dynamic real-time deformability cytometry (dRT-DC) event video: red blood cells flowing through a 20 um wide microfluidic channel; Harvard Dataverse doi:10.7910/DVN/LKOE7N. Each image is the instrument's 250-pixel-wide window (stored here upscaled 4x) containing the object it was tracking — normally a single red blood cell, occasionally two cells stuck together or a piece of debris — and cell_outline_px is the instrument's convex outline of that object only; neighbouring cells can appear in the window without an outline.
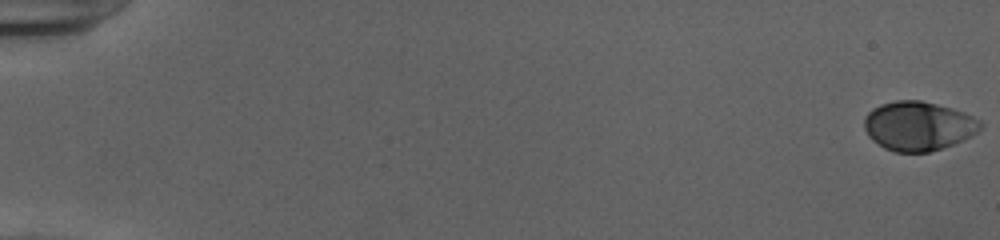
{"species": "human", "species_latin": "Homo sapiens", "temperature_condition": "cold", "stored_images_in_passage": 54, "camera_frame_rate_fps": 3000, "um_per_image_px": 0.085, "donor": {"sex": "female"}, "frame": {"image": 1, "passage_image": 1, "time_ms": 0.0, "image_size_px": [1000, 240], "cell_outline_px": [[984, 124], [976, 132], [964, 140], [928, 152], [896, 152], [884, 148], [872, 140], [868, 136], [864, 128], [864, 116], [872, 108], [880, 104], [896, 100], [920, 100], [952, 108], [964, 112], [980, 120]], "centroid_in_image_um": [78.03, 10.7], "position_along_channel_um": 7.0, "area_um2": 33.35}}
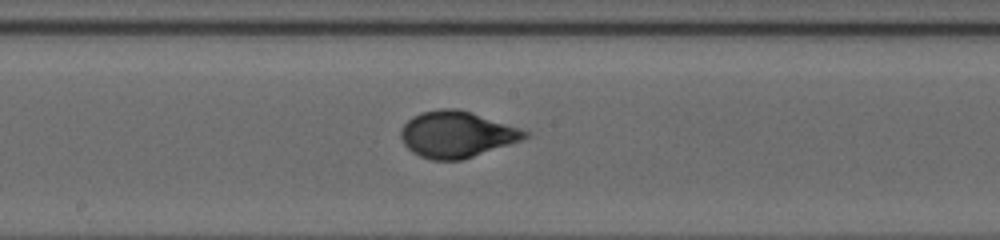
{"frame": {"image": 2, "passage_image": 31, "time_ms": 10.0, "image_size_px": [1000, 240], "cell_outline_px": [[528, 136], [520, 140], [460, 160], [432, 160], [420, 156], [412, 152], [404, 144], [400, 136], [400, 128], [412, 116], [420, 112], [440, 108], [456, 108], [472, 112], [520, 128], [528, 132]], "centroid_in_image_um": [38.76, 11.4], "position_along_channel_um": 209.4, "area_um2": 33.18}}
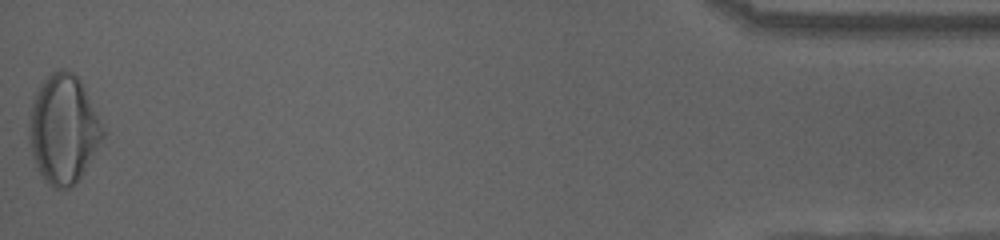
{"frame": {"image": 3, "passage_image": 54, "time_ms": 17.667, "image_size_px": [1000, 240], "cell_outline_px": [[104, 136], [80, 180], [72, 188], [52, 188], [40, 176], [36, 168], [32, 156], [28, 140], [28, 128], [32, 100], [36, 88], [52, 72], [60, 68], [64, 68], [72, 72], [80, 80], [84, 88], [104, 132]], "centroid_in_image_um": [5.34, 11.02], "position_along_channel_um": 429.9, "area_um2": 46.88}, "authors_computed_cell_mechanics": {"area_um2": 32.8304, "velocity_mm_per_s": 3.941, "shape_relaxation_time_tau1_ms": 4.9139, "shape_relaxation_time_tau2_ms": null, "deformation_change_tau1": 0.1988, "deformation_change_tau2": null}}